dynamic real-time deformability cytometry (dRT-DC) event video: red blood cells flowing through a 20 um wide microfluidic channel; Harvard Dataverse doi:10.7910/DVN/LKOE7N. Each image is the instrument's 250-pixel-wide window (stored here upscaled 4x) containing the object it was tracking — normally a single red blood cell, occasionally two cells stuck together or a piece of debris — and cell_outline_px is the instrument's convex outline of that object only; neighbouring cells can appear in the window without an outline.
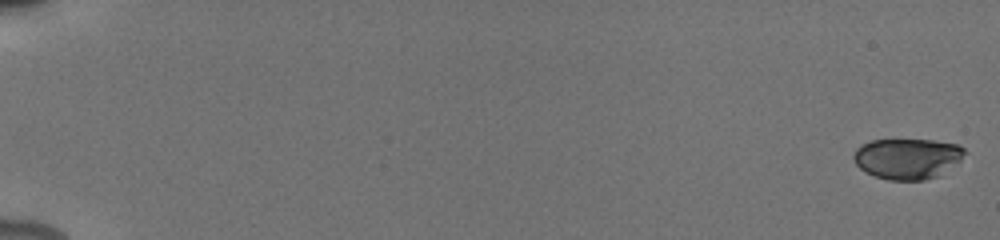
{"species": "human", "species_latin": "Homo sapiens", "temperature_condition": "cold", "stored_images_in_passage": 28, "camera_frame_rate_fps": 3000, "um_per_image_px": 0.085, "donor": {"sex": "male"}, "frame": {"image": 1, "passage_image": 1, "time_ms": 0.0, "image_size_px": [1000, 240], "cell_outline_px": [[968, 152], [960, 160], [936, 176], [924, 180], [888, 180], [864, 172], [856, 164], [852, 156], [856, 148], [860, 144], [872, 140], [932, 140], [956, 144], [964, 148]], "centroid_in_image_um": [77.09, 13.47], "position_along_channel_um": 7.9, "area_um2": 26.24}}
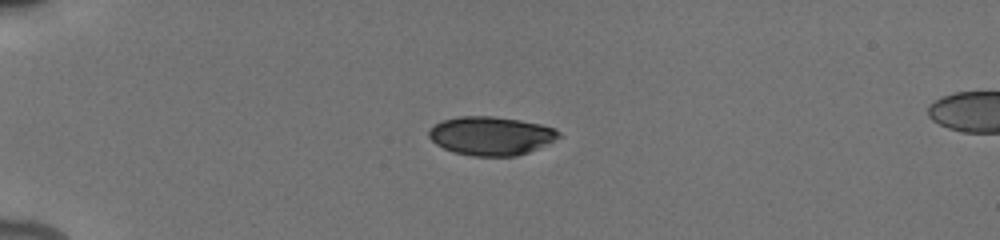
{"frame": {"image": 2, "passage_image": 14, "time_ms": 5.0, "image_size_px": [1000, 240], "cell_outline_px": [[564, 136], [528, 152], [516, 156], [472, 156], [452, 152], [436, 144], [428, 136], [428, 132], [440, 120], [456, 116], [492, 116], [520, 120], [540, 124], [552, 128], [560, 132]], "centroid_in_image_um": [41.72, 11.54], "position_along_channel_um": 43.3, "area_um2": 29.3}}
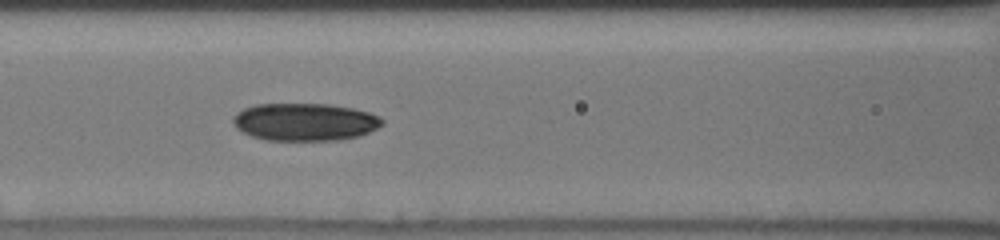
{"frame": {"image": 3, "passage_image": 24, "time_ms": 8.667, "image_size_px": [1000, 240], "cell_outline_px": [[384, 124], [360, 136], [340, 140], [264, 140], [252, 136], [236, 128], [232, 120], [232, 116], [244, 108], [256, 104], [328, 104], [352, 108], [368, 112], [380, 116], [384, 120]], "centroid_in_image_um": [25.92, 10.36], "position_along_channel_um": 140.7, "area_um2": 32.77}}